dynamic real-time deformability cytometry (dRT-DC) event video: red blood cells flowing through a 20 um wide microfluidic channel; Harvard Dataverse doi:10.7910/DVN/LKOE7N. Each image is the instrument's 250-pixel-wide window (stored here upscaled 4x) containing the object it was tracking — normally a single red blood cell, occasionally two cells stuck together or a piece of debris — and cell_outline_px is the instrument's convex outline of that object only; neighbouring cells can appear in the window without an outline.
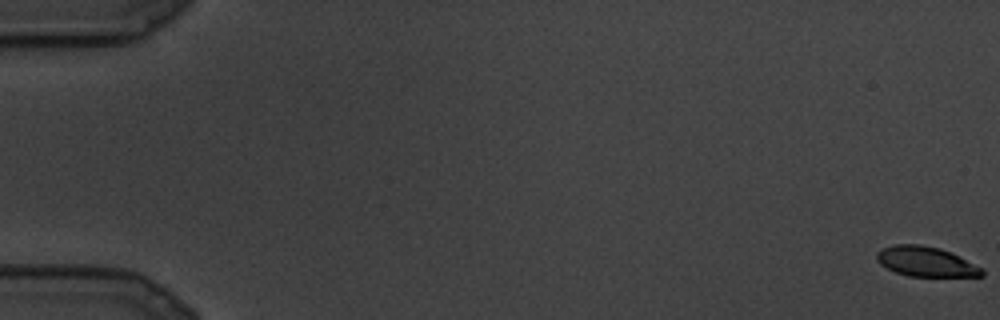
{"species": "common noctule bat (a hibernating species)", "species_latin": "Nyctalus noctula", "temperature_condition": "cold", "stored_images_in_passage": 6, "camera_frame_rate_fps": 3000, "um_per_image_px": 0.085, "animal": {"sex": "male", "body_mass_g": 19.5, "forearm_length_mm": 54.6}, "frame": {"image": 1, "passage_image": 1, "time_ms": 0.0, "image_size_px": [1000, 320], "cell_outline_px": [[984, 276], [908, 276], [896, 272], [880, 264], [876, 260], [876, 252], [880, 248], [896, 244], [920, 244], [940, 248], [984, 268]], "centroid_in_image_um": [78.67, 22.23], "position_along_channel_um": 6.3, "area_um2": 18.32}}